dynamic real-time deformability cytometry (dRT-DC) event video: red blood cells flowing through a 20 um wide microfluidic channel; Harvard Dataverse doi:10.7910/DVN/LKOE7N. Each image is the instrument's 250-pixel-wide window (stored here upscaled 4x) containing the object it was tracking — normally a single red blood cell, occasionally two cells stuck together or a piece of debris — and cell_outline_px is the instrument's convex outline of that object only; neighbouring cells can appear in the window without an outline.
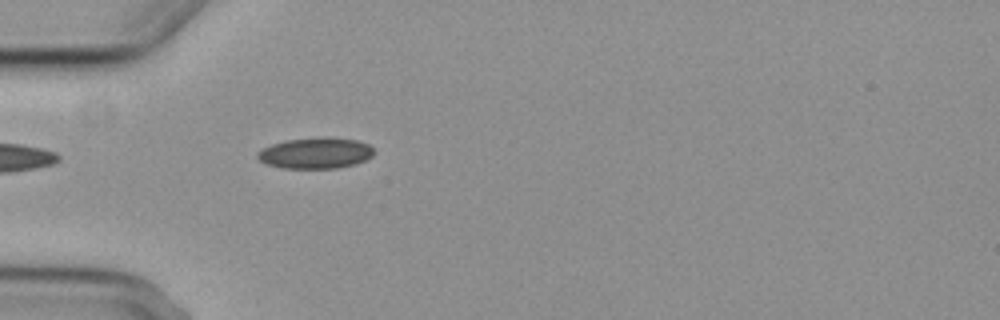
{"species": "common noctule bat (a hibernating species)", "species_latin": "Nyctalus noctula", "temperature_condition": "cold", "stored_images_in_passage": 6, "camera_frame_rate_fps": 3000, "um_per_image_px": 0.085, "animal": {"sex": "female", "body_mass_g": 29.2, "forearm_length_mm": 56.3}, "frame": {"image": 1, "passage_image": 6, "time_ms": 5.667, "image_size_px": [1000, 320], "cell_outline_px": [[372, 156], [356, 164], [336, 168], [284, 168], [268, 164], [260, 160], [256, 156], [256, 152], [272, 144], [288, 140], [324, 136], [356, 140], [368, 144], [372, 148]], "centroid_in_image_um": [26.82, 13.0], "position_along_channel_um": 58.2, "area_um2": 20.87}}